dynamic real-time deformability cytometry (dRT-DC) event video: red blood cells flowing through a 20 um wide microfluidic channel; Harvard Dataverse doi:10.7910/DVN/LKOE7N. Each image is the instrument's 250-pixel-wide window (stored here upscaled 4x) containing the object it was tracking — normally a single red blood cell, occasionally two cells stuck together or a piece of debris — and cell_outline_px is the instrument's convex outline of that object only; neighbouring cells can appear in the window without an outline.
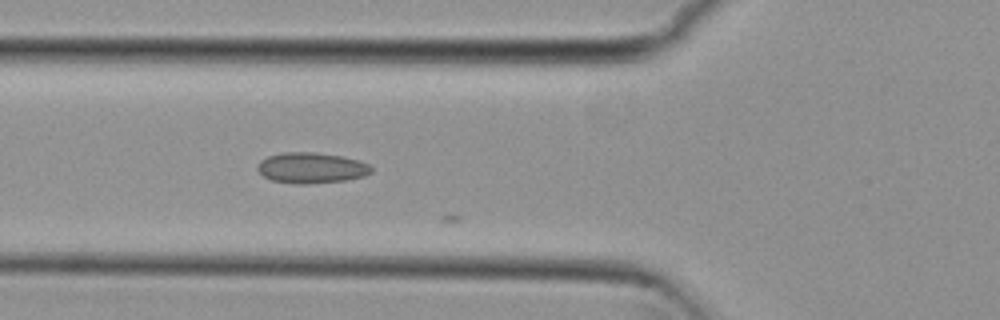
{"species": "common noctule bat (a hibernating species)", "species_latin": "Nyctalus noctula", "temperature_condition": "cold", "stored_images_in_passage": 9, "camera_frame_rate_fps": 3000, "um_per_image_px": 0.085, "animal": {"sex": "female", "body_mass_g": 29.2, "forearm_length_mm": 56.3}, "frame": {"image": 1, "passage_image": 8, "time_ms": 2.333, "image_size_px": [1000, 320], "cell_outline_px": [[372, 172], [364, 176], [344, 180], [308, 184], [292, 184], [272, 180], [264, 176], [256, 168], [260, 160], [268, 156], [280, 152], [316, 152], [344, 156], [360, 160], [368, 164], [372, 168]], "centroid_in_image_um": [26.46, 14.26], "position_along_channel_um": 99.3, "area_um2": 20.58}}